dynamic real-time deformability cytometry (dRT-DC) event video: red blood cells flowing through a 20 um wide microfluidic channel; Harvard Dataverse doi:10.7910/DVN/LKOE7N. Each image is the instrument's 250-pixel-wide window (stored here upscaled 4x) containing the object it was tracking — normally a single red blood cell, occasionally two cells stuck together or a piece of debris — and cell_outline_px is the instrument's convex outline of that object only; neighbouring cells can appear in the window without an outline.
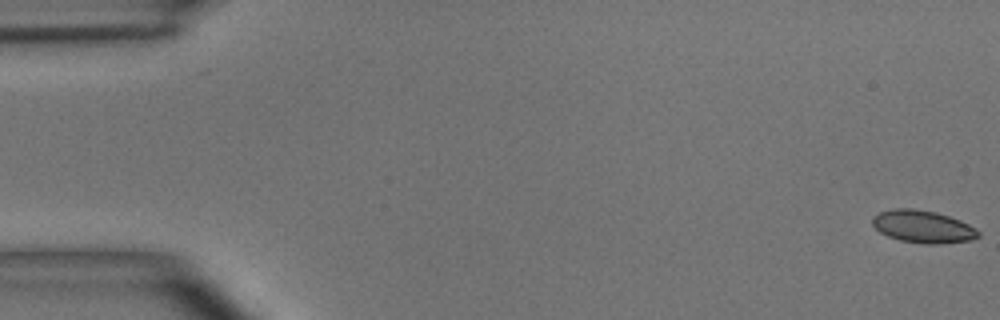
{"species": "common noctule bat (a hibernating species)", "species_latin": "Nyctalus noctula", "temperature_condition": "room temperature", "stored_images_in_passage": 4, "camera_frame_rate_fps": 3000, "um_per_image_px": 0.085, "animal": {"sex": "male", "body_mass_g": 15.6}, "frame": {"image": 1, "passage_image": 1, "time_ms": 0.0, "image_size_px": [1000, 320], "cell_outline_px": [[980, 236], [968, 240], [936, 244], [928, 244], [900, 240], [888, 236], [880, 232], [872, 224], [872, 216], [880, 212], [896, 208], [912, 208], [936, 212], [960, 220], [976, 228], [980, 232]], "centroid_in_image_um": [78.44, 19.25], "position_along_channel_um": 6.6, "area_um2": 19.88}}
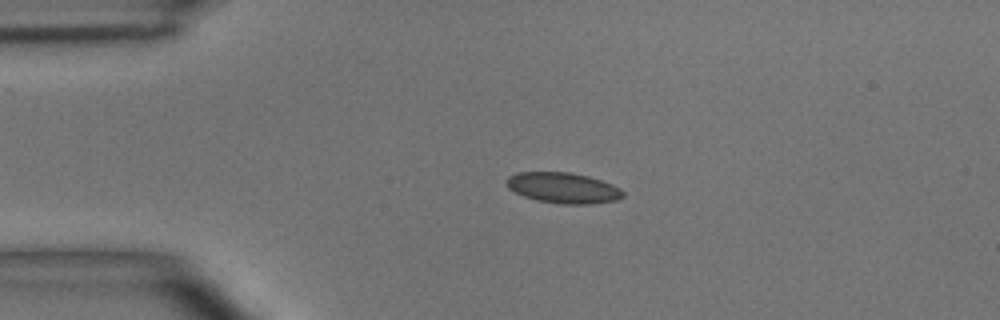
{"frame": {"image": 2, "passage_image": 4, "time_ms": 3.667, "image_size_px": [1000, 320], "cell_outline_px": [[624, 196], [616, 200], [592, 204], [560, 204], [536, 200], [524, 196], [508, 188], [504, 180], [508, 176], [516, 172], [568, 172], [588, 176], [612, 184], [620, 188], [624, 192]], "centroid_in_image_um": [47.85, 15.97], "position_along_channel_um": 37.2, "area_um2": 20.92}}